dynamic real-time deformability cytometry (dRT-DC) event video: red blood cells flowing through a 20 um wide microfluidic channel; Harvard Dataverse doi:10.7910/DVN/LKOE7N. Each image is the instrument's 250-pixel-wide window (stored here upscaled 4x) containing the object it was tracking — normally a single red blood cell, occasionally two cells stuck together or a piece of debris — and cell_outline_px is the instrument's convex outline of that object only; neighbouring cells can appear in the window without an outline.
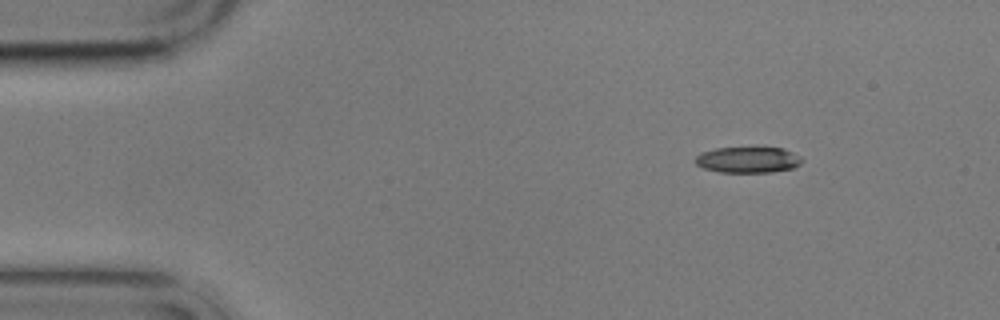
{"species": "common noctule bat (a hibernating species)", "species_latin": "Nyctalus noctula", "temperature_condition": "cold", "stored_images_in_passage": 9, "camera_frame_rate_fps": 3000, "um_per_image_px": 0.085, "animal": {"sex": "male", "body_mass_g": 17.9}, "frame": {"image": 1, "passage_image": 1, "time_ms": 0.0, "image_size_px": [1000, 320], "cell_outline_px": [[804, 160], [800, 164], [792, 168], [772, 172], [720, 172], [704, 168], [696, 164], [696, 156], [700, 152], [716, 148], [784, 148], [800, 156]], "centroid_in_image_um": [63.59, 13.58], "position_along_channel_um": 21.4, "area_um2": 16.07}}
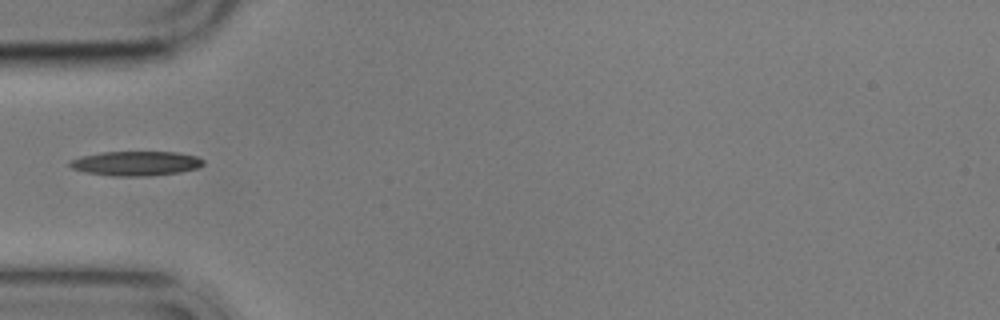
{"frame": {"image": 2, "passage_image": 4, "time_ms": 3.667, "image_size_px": [1000, 320], "cell_outline_px": [[204, 164], [196, 168], [180, 172], [148, 176], [112, 176], [84, 172], [72, 168], [68, 164], [72, 160], [80, 156], [100, 152], [176, 152], [196, 156], [204, 160]], "centroid_in_image_um": [11.53, 13.89], "position_along_channel_um": 73.5, "area_um2": 19.07}}
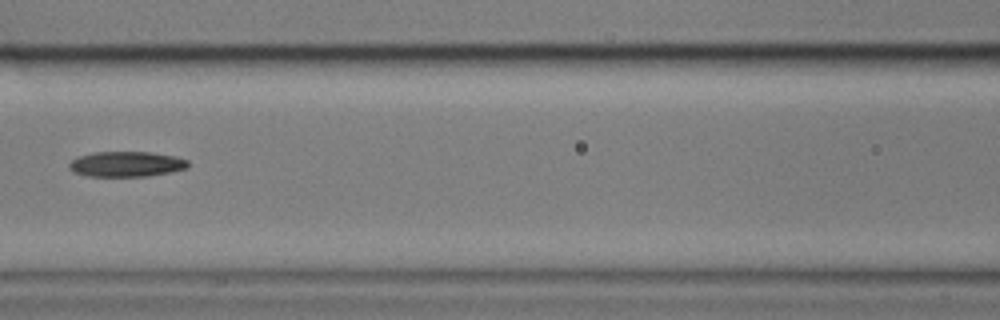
{"frame": {"image": 3, "passage_image": 6, "time_ms": 6.0, "image_size_px": [1000, 320], "cell_outline_px": [[188, 168], [172, 172], [148, 176], [88, 176], [72, 172], [68, 168], [68, 164], [76, 156], [92, 152], [152, 152], [176, 156], [188, 160]], "centroid_in_image_um": [10.72, 13.94], "position_along_channel_um": 155.9, "area_um2": 17.8}}